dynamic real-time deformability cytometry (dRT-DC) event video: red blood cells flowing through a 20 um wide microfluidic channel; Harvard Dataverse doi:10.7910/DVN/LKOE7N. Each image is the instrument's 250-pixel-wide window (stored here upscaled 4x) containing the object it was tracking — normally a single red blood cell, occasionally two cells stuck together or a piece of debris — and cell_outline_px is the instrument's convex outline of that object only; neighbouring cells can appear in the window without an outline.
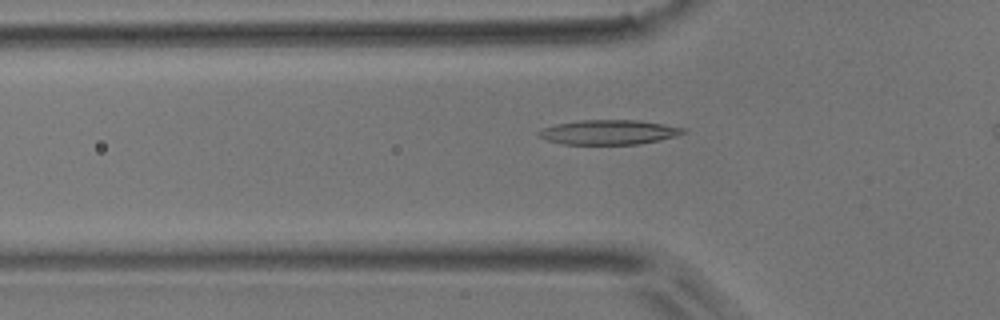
{"species": "common noctule bat (a hibernating species)", "species_latin": "Nyctalus noctula", "temperature_condition": "room temperature", "stored_images_in_passage": 22, "camera_frame_rate_fps": 3000, "um_per_image_px": 0.085, "animal": {"sex": "male", "body_mass_g": 17.9}, "frame": {"image": 1, "passage_image": 11, "time_ms": 3.333, "image_size_px": [1000, 320], "cell_outline_px": [[688, 132], [676, 136], [660, 140], [640, 144], [564, 144], [548, 140], [540, 136], [536, 132], [544, 128], [556, 124], [580, 120], [640, 120], [688, 128]], "centroid_in_image_um": [51.83, 11.23], "position_along_channel_um": 74.0, "area_um2": 20.81}}
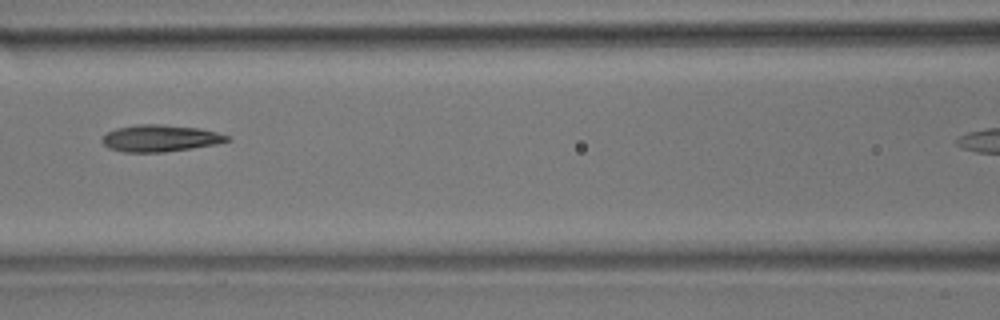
{"frame": {"image": 2, "passage_image": 17, "time_ms": 5.333, "image_size_px": [1000, 320], "cell_outline_px": [[232, 140], [216, 144], [164, 152], [124, 152], [108, 148], [100, 140], [108, 132], [116, 128], [136, 124], [160, 124], [200, 128], [216, 132], [228, 136]], "centroid_in_image_um": [13.6, 11.75], "position_along_channel_um": 153.0, "area_um2": 19.48}}
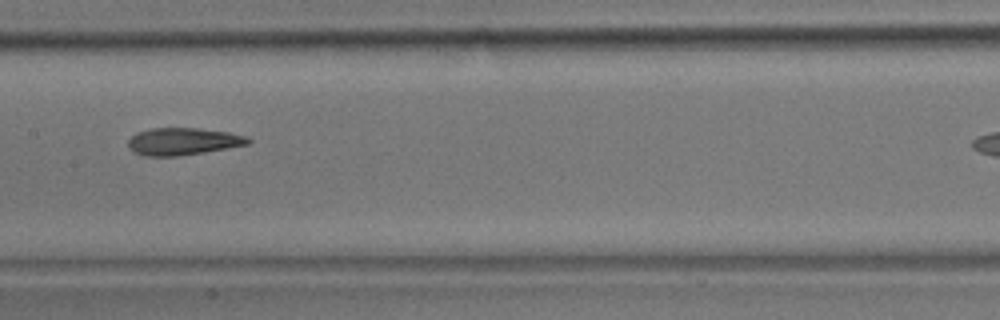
{"frame": {"image": 3, "passage_image": 20, "time_ms": 6.333, "image_size_px": [1000, 320], "cell_outline_px": [[252, 140], [248, 144], [228, 148], [180, 156], [144, 156], [132, 152], [128, 148], [128, 140], [136, 132], [152, 128], [196, 128], [228, 132], [244, 136]], "centroid_in_image_um": [15.5, 12.03], "position_along_channel_um": 191.9, "area_um2": 19.07}}